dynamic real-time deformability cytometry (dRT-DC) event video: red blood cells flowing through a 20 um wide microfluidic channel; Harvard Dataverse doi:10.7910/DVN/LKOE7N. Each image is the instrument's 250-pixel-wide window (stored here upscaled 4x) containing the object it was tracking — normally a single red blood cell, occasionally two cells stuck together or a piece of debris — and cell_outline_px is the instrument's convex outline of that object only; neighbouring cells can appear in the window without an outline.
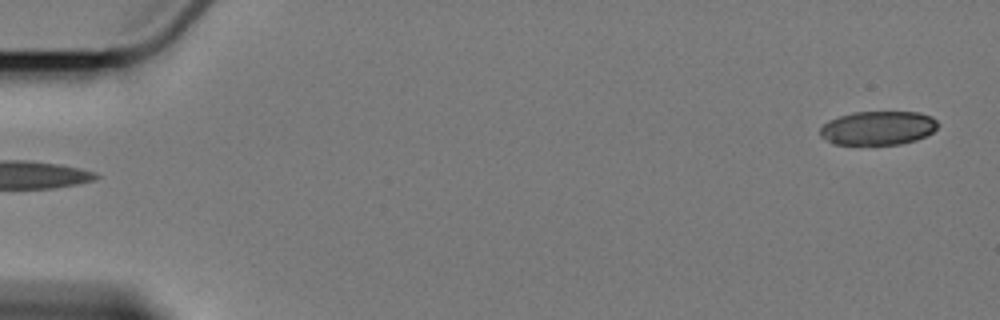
{"species": "Egyptian fruit bat (a non-hibernating species)", "species_latin": "Rousettus aegyptiacus", "temperature_condition": "cold", "stored_images_in_passage": 3, "camera_frame_rate_fps": 3000, "um_per_image_px": 0.085, "animal": {"sex": "female"}, "frame": {"image": 1, "passage_image": 3, "time_ms": 3.333, "image_size_px": [1000, 320], "cell_outline_px": [[940, 124], [932, 132], [916, 140], [900, 144], [832, 144], [820, 136], [820, 128], [828, 120], [840, 116], [856, 112], [916, 112], [932, 116]], "centroid_in_image_um": [74.63, 10.88], "position_along_channel_um": 10.4, "area_um2": 23.18}}